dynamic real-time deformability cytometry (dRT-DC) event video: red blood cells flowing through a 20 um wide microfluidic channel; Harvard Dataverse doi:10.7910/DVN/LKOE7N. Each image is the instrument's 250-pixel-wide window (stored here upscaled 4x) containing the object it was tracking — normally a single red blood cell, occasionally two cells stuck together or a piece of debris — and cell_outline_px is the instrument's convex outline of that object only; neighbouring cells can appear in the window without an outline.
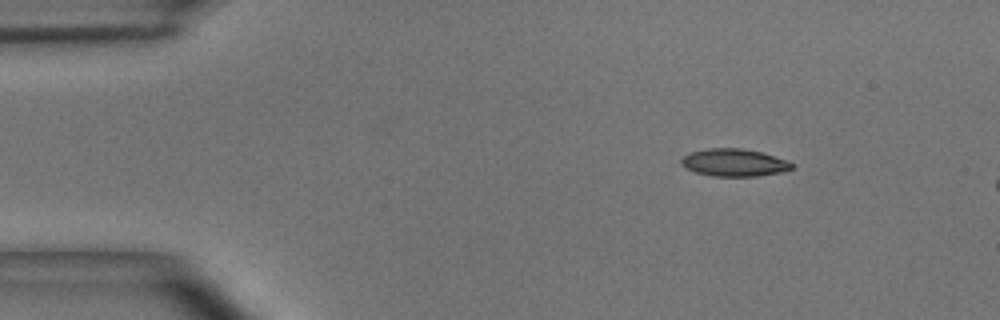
{"species": "common noctule bat (a hibernating species)", "species_latin": "Nyctalus noctula", "temperature_condition": "room temperature", "stored_images_in_passage": 3, "camera_frame_rate_fps": 3000, "um_per_image_px": 0.085, "animal": {"sex": "male", "body_mass_g": 15.6}, "frame": {"image": 1, "passage_image": 1, "time_ms": 0.0, "image_size_px": [1000, 320], "cell_outline_px": [[796, 168], [784, 172], [756, 176], [712, 176], [696, 172], [684, 168], [680, 164], [680, 160], [684, 156], [692, 152], [708, 148], [740, 148], [760, 152], [788, 160], [796, 164]], "centroid_in_image_um": [62.45, 13.83], "position_along_channel_um": 22.6, "area_um2": 17.92}}